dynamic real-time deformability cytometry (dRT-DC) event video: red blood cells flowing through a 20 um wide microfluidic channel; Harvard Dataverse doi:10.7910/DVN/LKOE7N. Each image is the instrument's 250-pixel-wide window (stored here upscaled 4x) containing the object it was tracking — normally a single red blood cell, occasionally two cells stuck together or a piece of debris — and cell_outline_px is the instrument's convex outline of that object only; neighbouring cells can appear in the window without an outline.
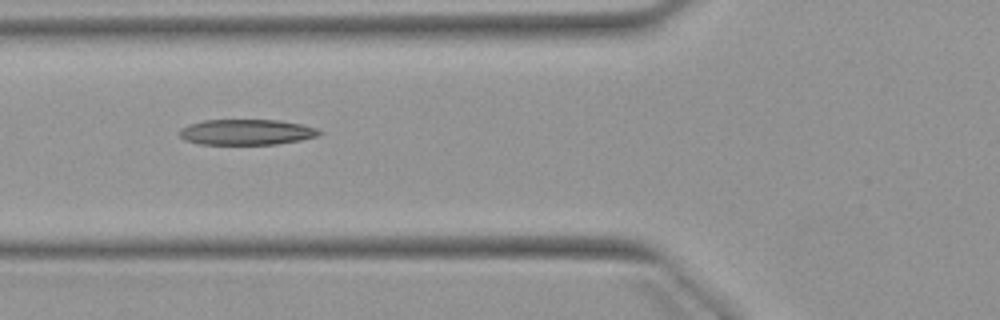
{"species": "Egyptian fruit bat (a non-hibernating species)", "species_latin": "Rousettus aegyptiacus", "temperature_condition": "warm", "stored_images_in_passage": 9, "camera_frame_rate_fps": 3000, "um_per_image_px": 0.085, "animal": {"sex": "female"}, "frame": {"image": 1, "passage_image": 7, "time_ms": 7.0, "image_size_px": [1000, 320], "cell_outline_px": [[324, 132], [320, 136], [300, 140], [276, 144], [200, 144], [184, 140], [180, 136], [180, 128], [188, 124], [204, 120], [280, 120], [300, 124], [316, 128]], "centroid_in_image_um": [20.96, 11.23], "position_along_channel_um": 104.8, "area_um2": 20.92}}
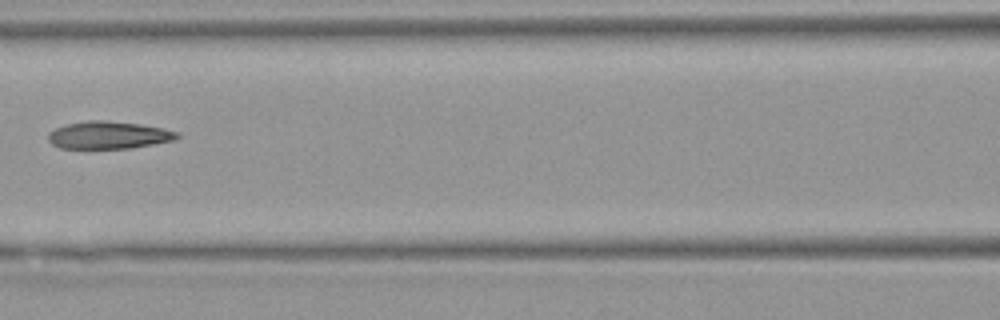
{"frame": {"image": 2, "passage_image": 8, "time_ms": 8.333, "image_size_px": [1000, 320], "cell_outline_px": [[180, 136], [176, 140], [132, 148], [60, 148], [52, 144], [48, 140], [48, 132], [56, 128], [68, 124], [88, 120], [104, 120], [140, 124], [164, 128], [176, 132]], "centroid_in_image_um": [9.24, 11.48], "position_along_channel_um": 157.4, "area_um2": 20.63}}
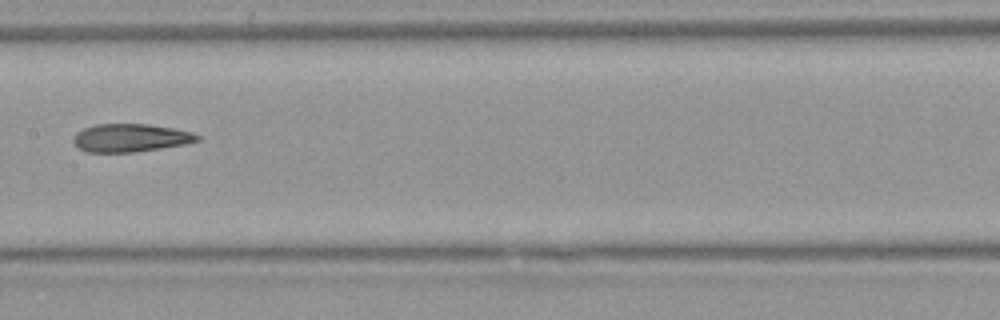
{"frame": {"image": 3, "passage_image": 9, "time_ms": 9.333, "image_size_px": [1000, 320], "cell_outline_px": [[200, 140], [184, 144], [136, 152], [84, 152], [72, 140], [76, 132], [84, 128], [96, 124], [148, 124], [172, 128], [192, 132], [200, 136]], "centroid_in_image_um": [11.08, 11.71], "position_along_channel_um": 196.3, "area_um2": 20.17}}